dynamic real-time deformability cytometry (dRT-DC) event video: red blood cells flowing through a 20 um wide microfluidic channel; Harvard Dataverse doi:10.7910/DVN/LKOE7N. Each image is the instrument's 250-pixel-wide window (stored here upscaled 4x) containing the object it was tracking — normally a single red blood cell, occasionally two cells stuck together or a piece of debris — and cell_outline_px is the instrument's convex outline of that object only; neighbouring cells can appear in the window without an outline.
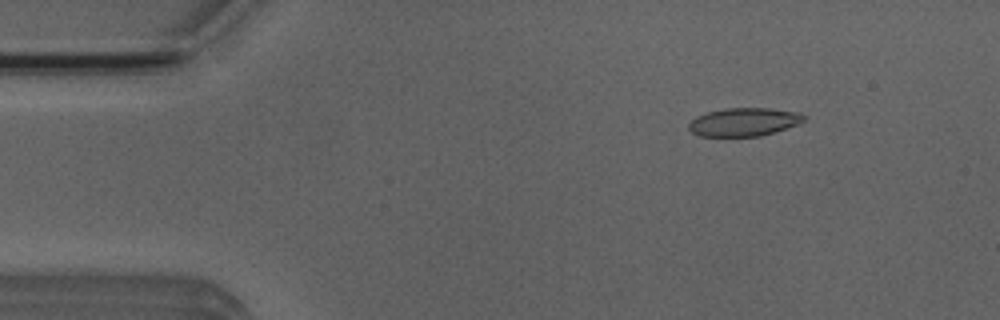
{"species": "Egyptian fruit bat (a non-hibernating species)", "species_latin": "Rousettus aegyptiacus", "temperature_condition": "room temperature", "stored_images_in_passage": 3, "camera_frame_rate_fps": 3000, "um_per_image_px": 0.085, "animal": {"sex": "male"}, "frame": {"image": 1, "passage_image": 1, "time_ms": 0.0, "image_size_px": [1000, 320], "cell_outline_px": [[804, 120], [796, 124], [760, 136], [700, 136], [692, 132], [688, 128], [688, 124], [696, 116], [708, 112], [724, 108], [768, 108], [800, 112], [804, 116]], "centroid_in_image_um": [63.19, 10.36], "position_along_channel_um": 21.8, "area_um2": 18.73}}